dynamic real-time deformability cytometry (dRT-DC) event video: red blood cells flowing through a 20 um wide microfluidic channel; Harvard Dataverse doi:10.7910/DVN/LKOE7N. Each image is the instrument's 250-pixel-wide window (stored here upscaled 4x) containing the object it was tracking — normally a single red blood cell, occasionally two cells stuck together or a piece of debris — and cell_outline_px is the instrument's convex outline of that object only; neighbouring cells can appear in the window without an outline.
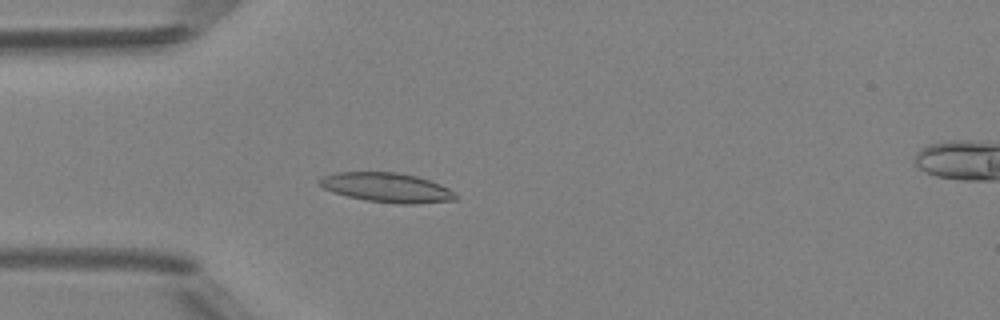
{"species": "Egyptian fruit bat (a non-hibernating species)", "species_latin": "Rousettus aegyptiacus", "temperature_condition": "room temperature", "stored_images_in_passage": 48, "camera_frame_rate_fps": 3000, "um_per_image_px": 0.085, "animal": {"sex": "female"}, "frame": {"image": 1, "passage_image": 13, "time_ms": 4.0, "image_size_px": [1000, 320], "cell_outline_px": [[460, 196], [456, 200], [416, 204], [396, 204], [364, 200], [332, 192], [316, 184], [316, 180], [320, 176], [336, 172], [396, 172], [416, 176], [440, 184], [448, 188]], "centroid_in_image_um": [32.85, 15.94], "position_along_channel_um": 52.2, "area_um2": 23.76}}
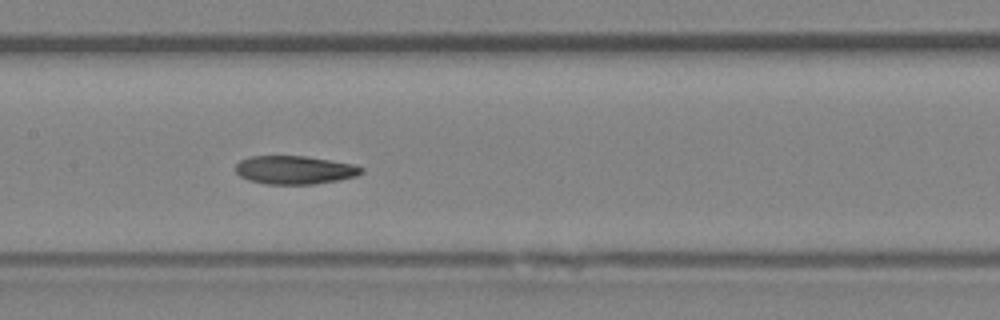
{"frame": {"image": 2, "passage_image": 23, "time_ms": 7.333, "image_size_px": [1000, 320], "cell_outline_px": [[364, 172], [356, 176], [336, 180], [312, 184], [264, 184], [248, 180], [240, 176], [236, 172], [236, 164], [240, 160], [248, 156], [304, 156], [352, 164], [364, 168]], "centroid_in_image_um": [25.01, 14.44], "position_along_channel_um": 182.4, "area_um2": 20.69}}
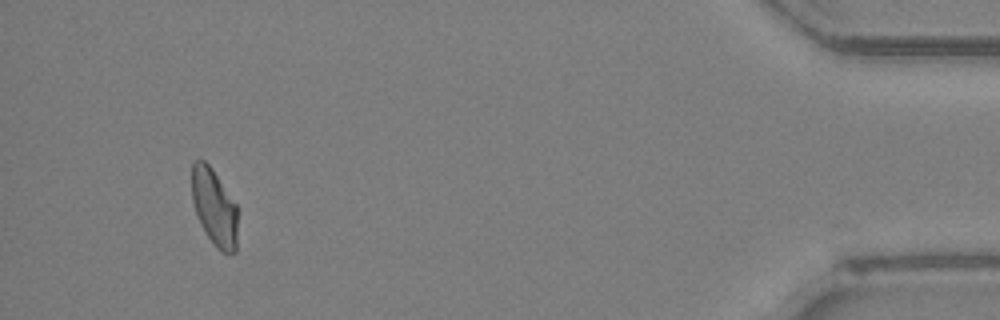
{"frame": {"image": 3, "passage_image": 45, "time_ms": 14.667, "image_size_px": [1000, 320], "cell_outline_px": [[236, 252], [220, 252], [216, 248], [200, 224], [192, 200], [192, 164], [196, 160], [204, 160], [212, 168], [236, 204]], "centroid_in_image_um": [18.2, 17.61], "position_along_channel_um": 417.0, "area_um2": 20.23}, "authors_computed_cell_mechanics": {"area_um2": 21.4149, "velocity_mm_per_s": 4.1877, "shape_relaxation_time_tau1_ms": null, "shape_relaxation_time_tau2_ms": 4.2179, "deformation_change_tau1": null, "deformation_change_tau2": 0.1059}}